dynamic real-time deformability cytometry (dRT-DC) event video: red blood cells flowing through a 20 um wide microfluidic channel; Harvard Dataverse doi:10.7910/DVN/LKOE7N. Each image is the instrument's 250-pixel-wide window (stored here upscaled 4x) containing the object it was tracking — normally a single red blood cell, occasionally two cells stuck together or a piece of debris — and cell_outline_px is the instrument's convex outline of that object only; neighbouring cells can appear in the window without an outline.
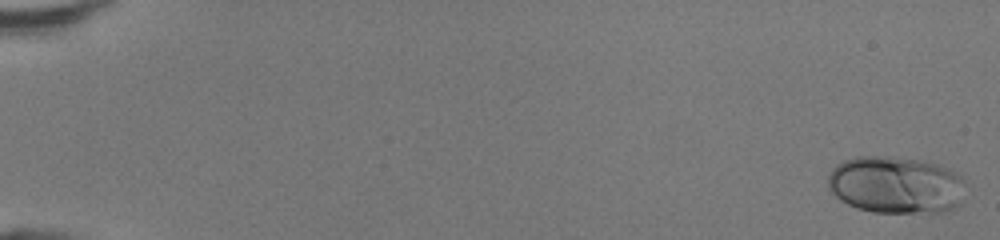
{"species": "human", "species_latin": "Homo sapiens", "temperature_condition": "room temperature", "stored_images_in_passage": 48, "camera_frame_rate_fps": 3000, "um_per_image_px": 0.085, "donor": {"sex": "female"}, "frame": {"image": 1, "passage_image": 1, "time_ms": 0.0, "image_size_px": [1000, 240], "cell_outline_px": [[964, 180], [956, 204], [952, 208], [940, 212], [872, 212], [856, 208], [840, 200], [828, 188], [828, 172], [836, 164], [844, 160], [856, 156], [888, 156], [920, 160], [936, 164], [948, 168], [964, 176]], "centroid_in_image_um": [76.06, 15.69], "position_along_channel_um": 8.9, "area_um2": 45.72}}
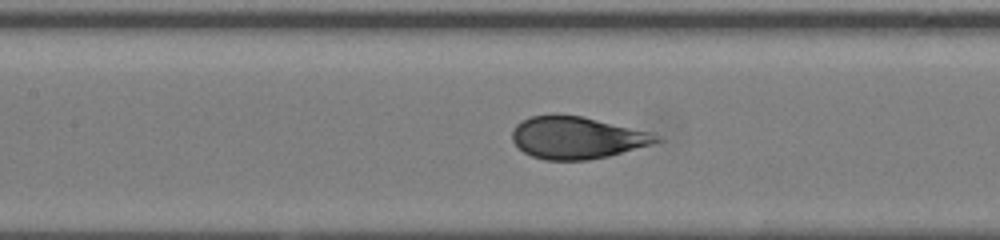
{"frame": {"image": 2, "passage_image": 24, "time_ms": 7.667, "image_size_px": [1000, 240], "cell_outline_px": [[664, 140], [652, 144], [608, 156], [588, 160], [544, 160], [532, 156], [524, 152], [512, 140], [512, 132], [516, 124], [520, 120], [532, 116], [552, 112], [556, 112], [580, 116], [652, 132], [660, 136]], "centroid_in_image_um": [49.02, 11.68], "position_along_channel_um": 158.4, "area_um2": 35.78}}
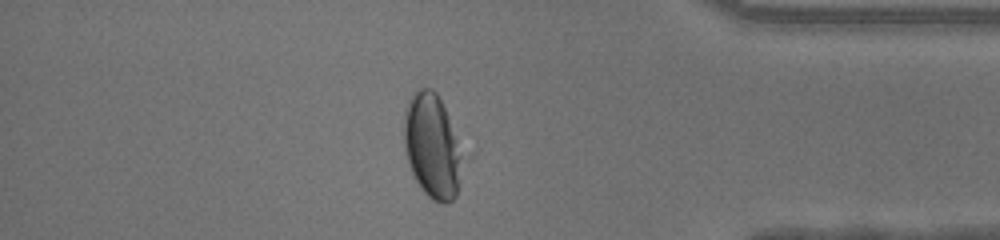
{"frame": {"image": 3, "passage_image": 42, "time_ms": 13.667, "image_size_px": [1000, 240], "cell_outline_px": [[472, 156], [456, 196], [448, 204], [444, 204], [432, 200], [420, 188], [408, 164], [404, 148], [404, 112], [408, 100], [412, 92], [416, 88], [432, 88], [436, 92]], "centroid_in_image_um": [36.89, 12.45], "position_along_channel_um": 398.3, "area_um2": 38.44}, "authors_computed_cell_mechanics": {"area_um2": 37.6278, "velocity_mm_per_s": 4.3506, "shape_relaxation_time_tau1_ms": 3.0103, "shape_relaxation_time_tau2_ms": null, "deformation_change_tau1": 0.1665, "deformation_change_tau2": null}}